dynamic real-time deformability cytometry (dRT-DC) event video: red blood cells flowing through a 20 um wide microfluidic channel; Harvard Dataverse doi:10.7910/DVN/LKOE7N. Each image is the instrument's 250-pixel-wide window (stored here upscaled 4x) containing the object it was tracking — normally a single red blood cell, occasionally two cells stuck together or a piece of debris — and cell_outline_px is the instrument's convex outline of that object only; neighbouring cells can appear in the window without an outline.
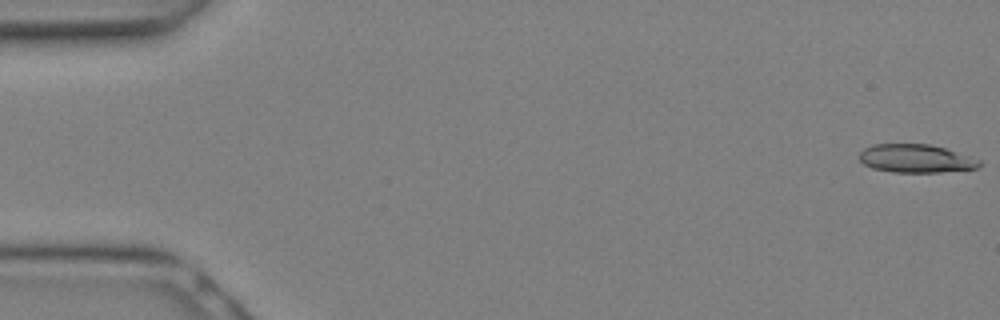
{"species": "Egyptian fruit bat (a non-hibernating species)", "species_latin": "Rousettus aegyptiacus", "temperature_condition": "warm", "stored_images_in_passage": 14, "camera_frame_rate_fps": 3000, "um_per_image_px": 0.085, "animal": {"sex": "female"}, "frame": {"image": 1, "passage_image": 1, "time_ms": 0.0, "image_size_px": [1000, 320], "cell_outline_px": [[984, 164], [976, 168], [940, 172], [892, 172], [872, 168], [864, 164], [860, 160], [860, 152], [864, 148], [872, 144], [928, 144], [944, 148], [980, 160]], "centroid_in_image_um": [77.83, 13.47], "position_along_channel_um": 7.2, "area_um2": 19.65}}
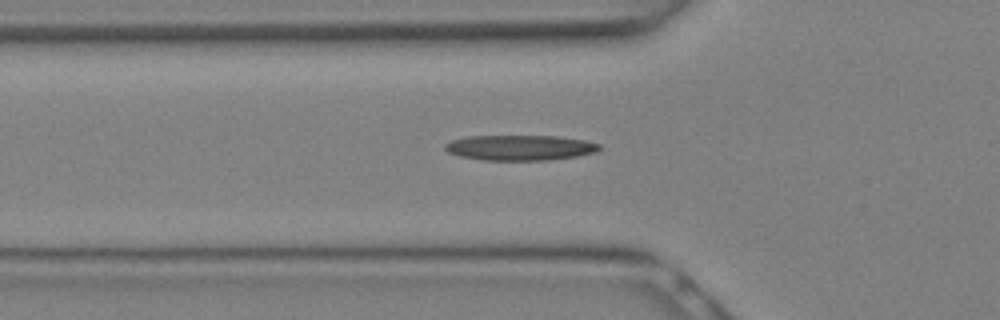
{"frame": {"image": 2, "passage_image": 10, "time_ms": 3.0, "image_size_px": [1000, 320], "cell_outline_px": [[600, 148], [596, 152], [576, 156], [548, 160], [484, 160], [460, 156], [448, 152], [444, 148], [444, 144], [452, 140], [468, 136], [556, 136], [584, 140], [600, 144]], "centroid_in_image_um": [44.18, 12.55], "position_along_channel_um": 81.6, "area_um2": 22.66}}
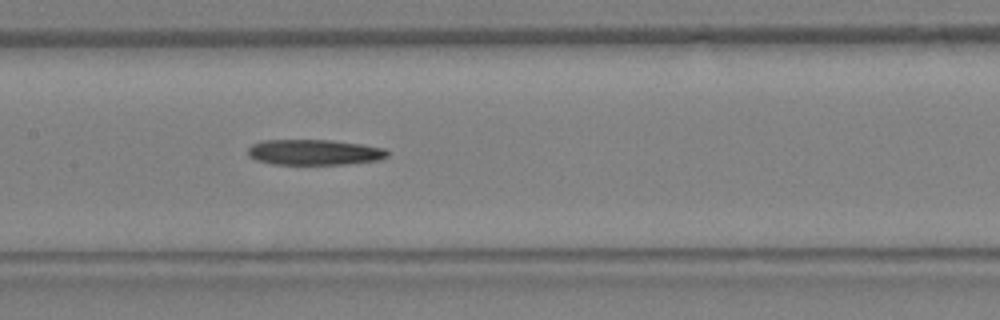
{"frame": {"image": 3, "passage_image": 14, "time_ms": 4.333, "image_size_px": [1000, 320], "cell_outline_px": [[388, 156], [376, 160], [344, 164], [272, 164], [256, 160], [248, 156], [248, 148], [252, 144], [264, 140], [332, 140], [360, 144], [384, 148], [388, 152]], "centroid_in_image_um": [26.67, 12.94], "position_along_channel_um": 180.7, "area_um2": 20.63}}